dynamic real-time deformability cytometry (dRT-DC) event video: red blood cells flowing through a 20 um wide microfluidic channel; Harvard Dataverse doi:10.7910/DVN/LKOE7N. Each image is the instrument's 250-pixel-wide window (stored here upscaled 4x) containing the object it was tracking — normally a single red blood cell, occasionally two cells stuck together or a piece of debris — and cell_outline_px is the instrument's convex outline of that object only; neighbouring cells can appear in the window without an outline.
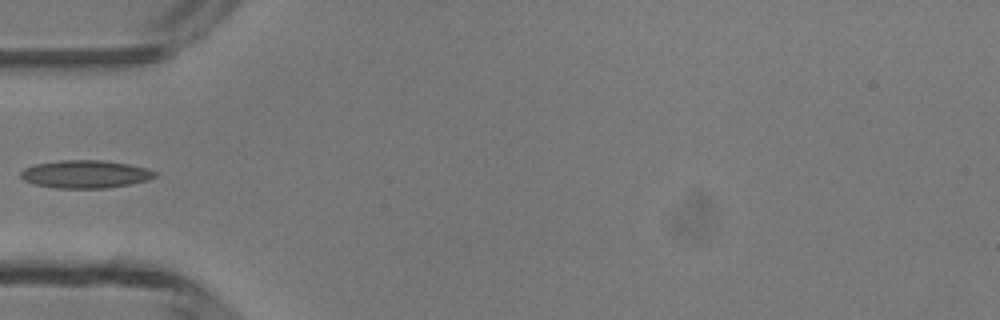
{"species": "common noctule bat (a hibernating species)", "species_latin": "Nyctalus noctula", "temperature_condition": "room temperature", "stored_images_in_passage": 1, "camera_frame_rate_fps": 3000, "um_per_image_px": 0.085, "animal": {"sex": "male", "body_mass_g": 13.3}, "frame": {"image": 1, "passage_image": 1, "time_ms": 0.0, "image_size_px": [1000, 320], "cell_outline_px": [[156, 176], [148, 180], [128, 184], [104, 188], [56, 188], [36, 184], [24, 180], [20, 176], [20, 172], [24, 168], [36, 164], [60, 160], [100, 160], [128, 164], [148, 168], [156, 172]], "centroid_in_image_um": [7.25, 14.8], "position_along_channel_um": 77.8, "area_um2": 21.62}}